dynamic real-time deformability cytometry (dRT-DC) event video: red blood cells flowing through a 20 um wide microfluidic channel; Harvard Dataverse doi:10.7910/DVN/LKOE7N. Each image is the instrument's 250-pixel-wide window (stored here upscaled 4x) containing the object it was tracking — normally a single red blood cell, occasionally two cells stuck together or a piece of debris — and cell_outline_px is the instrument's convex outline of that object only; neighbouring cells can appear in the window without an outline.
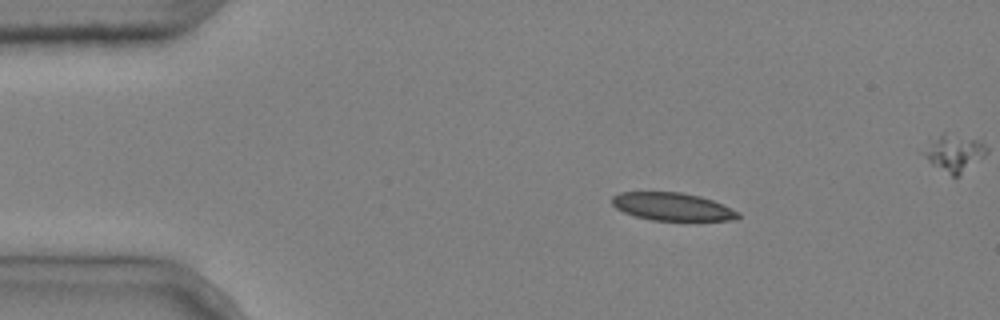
{"species": "common noctule bat (a hibernating species)", "species_latin": "Nyctalus noctula", "temperature_condition": "cold", "stored_images_in_passage": 13, "camera_frame_rate_fps": 3000, "um_per_image_px": 0.085, "animal": {"sex": "male", "body_mass_g": 20.4}, "frame": {"image": 1, "passage_image": 1, "time_ms": 0.0, "image_size_px": [1000, 320], "cell_outline_px": [[740, 216], [736, 220], [652, 220], [636, 216], [624, 212], [616, 208], [612, 204], [612, 196], [620, 192], [680, 192], [700, 196], [712, 200], [740, 212]], "centroid_in_image_um": [57.15, 17.56], "position_along_channel_um": 27.9, "area_um2": 20.35}}
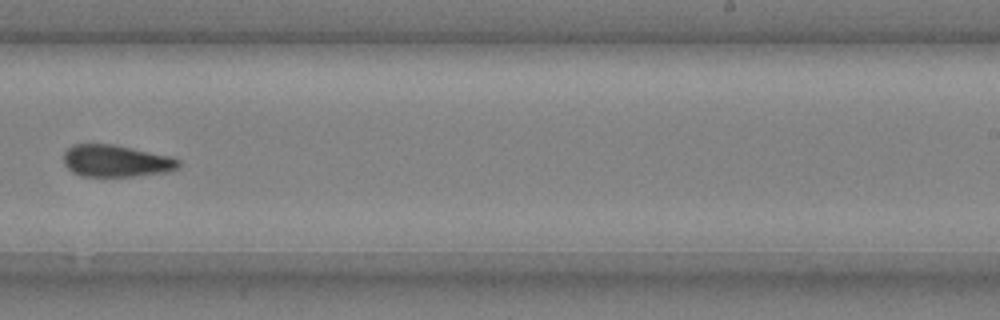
{"frame": {"image": 2, "passage_image": 8, "time_ms": 2.333, "image_size_px": [1000, 320], "cell_outline_px": [[180, 168], [168, 172], [132, 176], [80, 176], [72, 172], [64, 164], [64, 152], [72, 144], [116, 144], [172, 156], [180, 160]], "centroid_in_image_um": [9.89, 13.67], "position_along_channel_um": 279.1, "area_um2": 21.73}}
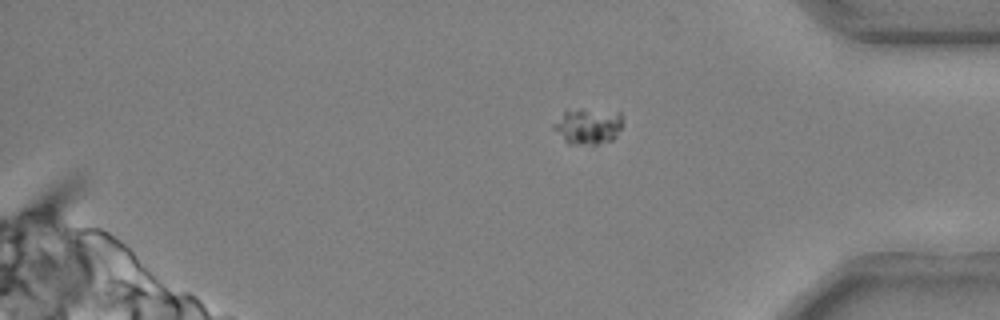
{"frame": {"image": 3, "passage_image": 13, "time_ms": 4.0, "image_size_px": [1000, 320], "cell_outline_px": [[624, 124], [616, 136], [612, 140], [596, 144], [568, 144], [552, 128], [552, 124], [564, 112], [580, 108], [620, 112], [624, 120]], "centroid_in_image_um": [50.01, 10.71], "position_along_channel_um": 385.2, "area_um2": 14.68}}